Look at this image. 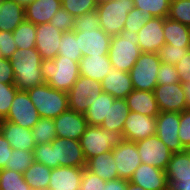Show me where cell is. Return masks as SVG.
Segmentation results:
<instances>
[{
	"mask_svg": "<svg viewBox=\"0 0 190 190\" xmlns=\"http://www.w3.org/2000/svg\"><path fill=\"white\" fill-rule=\"evenodd\" d=\"M145 190H168L165 171L147 164H140L129 180Z\"/></svg>",
	"mask_w": 190,
	"mask_h": 190,
	"instance_id": "cell-20",
	"label": "cell"
},
{
	"mask_svg": "<svg viewBox=\"0 0 190 190\" xmlns=\"http://www.w3.org/2000/svg\"><path fill=\"white\" fill-rule=\"evenodd\" d=\"M160 65L161 61L157 53L142 52L129 72L133 88L141 91H154L158 85L157 73Z\"/></svg>",
	"mask_w": 190,
	"mask_h": 190,
	"instance_id": "cell-8",
	"label": "cell"
},
{
	"mask_svg": "<svg viewBox=\"0 0 190 190\" xmlns=\"http://www.w3.org/2000/svg\"><path fill=\"white\" fill-rule=\"evenodd\" d=\"M127 180L126 179H112L106 181L103 184V190H126Z\"/></svg>",
	"mask_w": 190,
	"mask_h": 190,
	"instance_id": "cell-54",
	"label": "cell"
},
{
	"mask_svg": "<svg viewBox=\"0 0 190 190\" xmlns=\"http://www.w3.org/2000/svg\"><path fill=\"white\" fill-rule=\"evenodd\" d=\"M12 150L13 148L10 146V143L0 132V169H4L7 162H9Z\"/></svg>",
	"mask_w": 190,
	"mask_h": 190,
	"instance_id": "cell-53",
	"label": "cell"
},
{
	"mask_svg": "<svg viewBox=\"0 0 190 190\" xmlns=\"http://www.w3.org/2000/svg\"><path fill=\"white\" fill-rule=\"evenodd\" d=\"M106 181L98 175L93 174L86 168H83V174L79 190H103V184Z\"/></svg>",
	"mask_w": 190,
	"mask_h": 190,
	"instance_id": "cell-50",
	"label": "cell"
},
{
	"mask_svg": "<svg viewBox=\"0 0 190 190\" xmlns=\"http://www.w3.org/2000/svg\"><path fill=\"white\" fill-rule=\"evenodd\" d=\"M62 7L73 17L84 15L87 12L96 11V0H61Z\"/></svg>",
	"mask_w": 190,
	"mask_h": 190,
	"instance_id": "cell-40",
	"label": "cell"
},
{
	"mask_svg": "<svg viewBox=\"0 0 190 190\" xmlns=\"http://www.w3.org/2000/svg\"><path fill=\"white\" fill-rule=\"evenodd\" d=\"M115 98L106 92H101L99 97L92 102L91 106L84 113L88 125L100 126L107 118L109 107H111Z\"/></svg>",
	"mask_w": 190,
	"mask_h": 190,
	"instance_id": "cell-32",
	"label": "cell"
},
{
	"mask_svg": "<svg viewBox=\"0 0 190 190\" xmlns=\"http://www.w3.org/2000/svg\"><path fill=\"white\" fill-rule=\"evenodd\" d=\"M56 135L59 138L80 140L86 131L88 122L83 113L67 110L54 118Z\"/></svg>",
	"mask_w": 190,
	"mask_h": 190,
	"instance_id": "cell-18",
	"label": "cell"
},
{
	"mask_svg": "<svg viewBox=\"0 0 190 190\" xmlns=\"http://www.w3.org/2000/svg\"><path fill=\"white\" fill-rule=\"evenodd\" d=\"M180 113L159 112L156 116V135L172 153L185 151L179 140Z\"/></svg>",
	"mask_w": 190,
	"mask_h": 190,
	"instance_id": "cell-12",
	"label": "cell"
},
{
	"mask_svg": "<svg viewBox=\"0 0 190 190\" xmlns=\"http://www.w3.org/2000/svg\"><path fill=\"white\" fill-rule=\"evenodd\" d=\"M16 50L18 48L13 38V32L0 31V57L10 59Z\"/></svg>",
	"mask_w": 190,
	"mask_h": 190,
	"instance_id": "cell-49",
	"label": "cell"
},
{
	"mask_svg": "<svg viewBox=\"0 0 190 190\" xmlns=\"http://www.w3.org/2000/svg\"><path fill=\"white\" fill-rule=\"evenodd\" d=\"M18 90L14 84L0 82V121L4 120L7 116Z\"/></svg>",
	"mask_w": 190,
	"mask_h": 190,
	"instance_id": "cell-43",
	"label": "cell"
},
{
	"mask_svg": "<svg viewBox=\"0 0 190 190\" xmlns=\"http://www.w3.org/2000/svg\"><path fill=\"white\" fill-rule=\"evenodd\" d=\"M14 72V85L19 90H28L45 83L41 62L42 57L35 48L18 49L10 57Z\"/></svg>",
	"mask_w": 190,
	"mask_h": 190,
	"instance_id": "cell-2",
	"label": "cell"
},
{
	"mask_svg": "<svg viewBox=\"0 0 190 190\" xmlns=\"http://www.w3.org/2000/svg\"><path fill=\"white\" fill-rule=\"evenodd\" d=\"M168 18L190 27V0L171 3Z\"/></svg>",
	"mask_w": 190,
	"mask_h": 190,
	"instance_id": "cell-41",
	"label": "cell"
},
{
	"mask_svg": "<svg viewBox=\"0 0 190 190\" xmlns=\"http://www.w3.org/2000/svg\"><path fill=\"white\" fill-rule=\"evenodd\" d=\"M111 67L109 56H83L79 62L80 75L100 82Z\"/></svg>",
	"mask_w": 190,
	"mask_h": 190,
	"instance_id": "cell-27",
	"label": "cell"
},
{
	"mask_svg": "<svg viewBox=\"0 0 190 190\" xmlns=\"http://www.w3.org/2000/svg\"><path fill=\"white\" fill-rule=\"evenodd\" d=\"M155 99L160 112H178L188 109L186 94L181 82L158 84L154 89Z\"/></svg>",
	"mask_w": 190,
	"mask_h": 190,
	"instance_id": "cell-13",
	"label": "cell"
},
{
	"mask_svg": "<svg viewBox=\"0 0 190 190\" xmlns=\"http://www.w3.org/2000/svg\"><path fill=\"white\" fill-rule=\"evenodd\" d=\"M122 140L123 135L118 131H108L101 126L88 125L79 142L88 161L99 154L112 151Z\"/></svg>",
	"mask_w": 190,
	"mask_h": 190,
	"instance_id": "cell-6",
	"label": "cell"
},
{
	"mask_svg": "<svg viewBox=\"0 0 190 190\" xmlns=\"http://www.w3.org/2000/svg\"><path fill=\"white\" fill-rule=\"evenodd\" d=\"M156 134V117L130 111L123 127V139L137 142Z\"/></svg>",
	"mask_w": 190,
	"mask_h": 190,
	"instance_id": "cell-16",
	"label": "cell"
},
{
	"mask_svg": "<svg viewBox=\"0 0 190 190\" xmlns=\"http://www.w3.org/2000/svg\"><path fill=\"white\" fill-rule=\"evenodd\" d=\"M165 174L168 181L190 180V154L187 150L172 154Z\"/></svg>",
	"mask_w": 190,
	"mask_h": 190,
	"instance_id": "cell-30",
	"label": "cell"
},
{
	"mask_svg": "<svg viewBox=\"0 0 190 190\" xmlns=\"http://www.w3.org/2000/svg\"><path fill=\"white\" fill-rule=\"evenodd\" d=\"M126 190H145V189L140 187L139 185L133 184L129 180H127Z\"/></svg>",
	"mask_w": 190,
	"mask_h": 190,
	"instance_id": "cell-57",
	"label": "cell"
},
{
	"mask_svg": "<svg viewBox=\"0 0 190 190\" xmlns=\"http://www.w3.org/2000/svg\"><path fill=\"white\" fill-rule=\"evenodd\" d=\"M134 7L141 9L142 13H149L151 17L166 18L169 14L168 0H133Z\"/></svg>",
	"mask_w": 190,
	"mask_h": 190,
	"instance_id": "cell-39",
	"label": "cell"
},
{
	"mask_svg": "<svg viewBox=\"0 0 190 190\" xmlns=\"http://www.w3.org/2000/svg\"><path fill=\"white\" fill-rule=\"evenodd\" d=\"M52 168L34 162L23 173V178L32 190H48Z\"/></svg>",
	"mask_w": 190,
	"mask_h": 190,
	"instance_id": "cell-33",
	"label": "cell"
},
{
	"mask_svg": "<svg viewBox=\"0 0 190 190\" xmlns=\"http://www.w3.org/2000/svg\"><path fill=\"white\" fill-rule=\"evenodd\" d=\"M82 56H108L112 37L101 28L75 31Z\"/></svg>",
	"mask_w": 190,
	"mask_h": 190,
	"instance_id": "cell-15",
	"label": "cell"
},
{
	"mask_svg": "<svg viewBox=\"0 0 190 190\" xmlns=\"http://www.w3.org/2000/svg\"><path fill=\"white\" fill-rule=\"evenodd\" d=\"M151 15L149 13H142L141 9L133 8L129 13L125 21L124 30L130 31V33H138V31L145 25Z\"/></svg>",
	"mask_w": 190,
	"mask_h": 190,
	"instance_id": "cell-44",
	"label": "cell"
},
{
	"mask_svg": "<svg viewBox=\"0 0 190 190\" xmlns=\"http://www.w3.org/2000/svg\"><path fill=\"white\" fill-rule=\"evenodd\" d=\"M13 38L18 49L35 48L36 42V25L23 21L14 31Z\"/></svg>",
	"mask_w": 190,
	"mask_h": 190,
	"instance_id": "cell-34",
	"label": "cell"
},
{
	"mask_svg": "<svg viewBox=\"0 0 190 190\" xmlns=\"http://www.w3.org/2000/svg\"><path fill=\"white\" fill-rule=\"evenodd\" d=\"M62 33V31L50 23L36 25L35 49L43 60L56 58Z\"/></svg>",
	"mask_w": 190,
	"mask_h": 190,
	"instance_id": "cell-19",
	"label": "cell"
},
{
	"mask_svg": "<svg viewBox=\"0 0 190 190\" xmlns=\"http://www.w3.org/2000/svg\"><path fill=\"white\" fill-rule=\"evenodd\" d=\"M179 73L181 83L190 82V50L183 56L180 61L175 65Z\"/></svg>",
	"mask_w": 190,
	"mask_h": 190,
	"instance_id": "cell-51",
	"label": "cell"
},
{
	"mask_svg": "<svg viewBox=\"0 0 190 190\" xmlns=\"http://www.w3.org/2000/svg\"><path fill=\"white\" fill-rule=\"evenodd\" d=\"M125 100L130 111L153 117H156L160 112L154 91L134 89Z\"/></svg>",
	"mask_w": 190,
	"mask_h": 190,
	"instance_id": "cell-25",
	"label": "cell"
},
{
	"mask_svg": "<svg viewBox=\"0 0 190 190\" xmlns=\"http://www.w3.org/2000/svg\"><path fill=\"white\" fill-rule=\"evenodd\" d=\"M18 3H20L24 8L28 6L33 0H16Z\"/></svg>",
	"mask_w": 190,
	"mask_h": 190,
	"instance_id": "cell-58",
	"label": "cell"
},
{
	"mask_svg": "<svg viewBox=\"0 0 190 190\" xmlns=\"http://www.w3.org/2000/svg\"><path fill=\"white\" fill-rule=\"evenodd\" d=\"M4 120L30 130L40 120V115L28 96L27 91L18 90L16 92L10 110Z\"/></svg>",
	"mask_w": 190,
	"mask_h": 190,
	"instance_id": "cell-11",
	"label": "cell"
},
{
	"mask_svg": "<svg viewBox=\"0 0 190 190\" xmlns=\"http://www.w3.org/2000/svg\"><path fill=\"white\" fill-rule=\"evenodd\" d=\"M86 169L98 175L104 181L118 179L116 162L112 155V151L90 158L86 163Z\"/></svg>",
	"mask_w": 190,
	"mask_h": 190,
	"instance_id": "cell-28",
	"label": "cell"
},
{
	"mask_svg": "<svg viewBox=\"0 0 190 190\" xmlns=\"http://www.w3.org/2000/svg\"><path fill=\"white\" fill-rule=\"evenodd\" d=\"M83 168L59 166L52 168L48 190H79Z\"/></svg>",
	"mask_w": 190,
	"mask_h": 190,
	"instance_id": "cell-21",
	"label": "cell"
},
{
	"mask_svg": "<svg viewBox=\"0 0 190 190\" xmlns=\"http://www.w3.org/2000/svg\"><path fill=\"white\" fill-rule=\"evenodd\" d=\"M134 8L133 0H105L98 3L101 29L112 36L119 35L124 29L128 13Z\"/></svg>",
	"mask_w": 190,
	"mask_h": 190,
	"instance_id": "cell-7",
	"label": "cell"
},
{
	"mask_svg": "<svg viewBox=\"0 0 190 190\" xmlns=\"http://www.w3.org/2000/svg\"><path fill=\"white\" fill-rule=\"evenodd\" d=\"M0 190H32L23 178V173L0 169Z\"/></svg>",
	"mask_w": 190,
	"mask_h": 190,
	"instance_id": "cell-38",
	"label": "cell"
},
{
	"mask_svg": "<svg viewBox=\"0 0 190 190\" xmlns=\"http://www.w3.org/2000/svg\"><path fill=\"white\" fill-rule=\"evenodd\" d=\"M179 140L182 146L187 150L190 147V109L180 113Z\"/></svg>",
	"mask_w": 190,
	"mask_h": 190,
	"instance_id": "cell-48",
	"label": "cell"
},
{
	"mask_svg": "<svg viewBox=\"0 0 190 190\" xmlns=\"http://www.w3.org/2000/svg\"><path fill=\"white\" fill-rule=\"evenodd\" d=\"M26 91L40 117L54 119L69 109L68 94L52 88L47 83Z\"/></svg>",
	"mask_w": 190,
	"mask_h": 190,
	"instance_id": "cell-5",
	"label": "cell"
},
{
	"mask_svg": "<svg viewBox=\"0 0 190 190\" xmlns=\"http://www.w3.org/2000/svg\"><path fill=\"white\" fill-rule=\"evenodd\" d=\"M14 72L10 60L0 57V82L14 84Z\"/></svg>",
	"mask_w": 190,
	"mask_h": 190,
	"instance_id": "cell-52",
	"label": "cell"
},
{
	"mask_svg": "<svg viewBox=\"0 0 190 190\" xmlns=\"http://www.w3.org/2000/svg\"><path fill=\"white\" fill-rule=\"evenodd\" d=\"M129 112L130 110L126 103V100L115 98L111 107H109L107 118H104V121L100 126L105 130H115L122 134L125 119L128 116Z\"/></svg>",
	"mask_w": 190,
	"mask_h": 190,
	"instance_id": "cell-31",
	"label": "cell"
},
{
	"mask_svg": "<svg viewBox=\"0 0 190 190\" xmlns=\"http://www.w3.org/2000/svg\"><path fill=\"white\" fill-rule=\"evenodd\" d=\"M59 44L58 55L64 56L65 58H69L78 63L80 62L83 56L74 30L63 32Z\"/></svg>",
	"mask_w": 190,
	"mask_h": 190,
	"instance_id": "cell-36",
	"label": "cell"
},
{
	"mask_svg": "<svg viewBox=\"0 0 190 190\" xmlns=\"http://www.w3.org/2000/svg\"><path fill=\"white\" fill-rule=\"evenodd\" d=\"M189 50L190 48L164 44L157 54L162 63L176 65Z\"/></svg>",
	"mask_w": 190,
	"mask_h": 190,
	"instance_id": "cell-42",
	"label": "cell"
},
{
	"mask_svg": "<svg viewBox=\"0 0 190 190\" xmlns=\"http://www.w3.org/2000/svg\"><path fill=\"white\" fill-rule=\"evenodd\" d=\"M41 70L45 83L66 93L80 76L79 63L60 55L54 59L42 60Z\"/></svg>",
	"mask_w": 190,
	"mask_h": 190,
	"instance_id": "cell-3",
	"label": "cell"
},
{
	"mask_svg": "<svg viewBox=\"0 0 190 190\" xmlns=\"http://www.w3.org/2000/svg\"><path fill=\"white\" fill-rule=\"evenodd\" d=\"M137 40L138 33H130L124 29L119 35L112 36L108 52L112 67L120 71L130 72L142 53Z\"/></svg>",
	"mask_w": 190,
	"mask_h": 190,
	"instance_id": "cell-4",
	"label": "cell"
},
{
	"mask_svg": "<svg viewBox=\"0 0 190 190\" xmlns=\"http://www.w3.org/2000/svg\"><path fill=\"white\" fill-rule=\"evenodd\" d=\"M164 19L151 17L138 31L137 41L141 52L157 53L166 44L163 33Z\"/></svg>",
	"mask_w": 190,
	"mask_h": 190,
	"instance_id": "cell-17",
	"label": "cell"
},
{
	"mask_svg": "<svg viewBox=\"0 0 190 190\" xmlns=\"http://www.w3.org/2000/svg\"><path fill=\"white\" fill-rule=\"evenodd\" d=\"M135 143L142 164L165 171L173 153L156 134Z\"/></svg>",
	"mask_w": 190,
	"mask_h": 190,
	"instance_id": "cell-10",
	"label": "cell"
},
{
	"mask_svg": "<svg viewBox=\"0 0 190 190\" xmlns=\"http://www.w3.org/2000/svg\"><path fill=\"white\" fill-rule=\"evenodd\" d=\"M158 84H173L180 82L179 73L173 64L162 63L157 73Z\"/></svg>",
	"mask_w": 190,
	"mask_h": 190,
	"instance_id": "cell-46",
	"label": "cell"
},
{
	"mask_svg": "<svg viewBox=\"0 0 190 190\" xmlns=\"http://www.w3.org/2000/svg\"><path fill=\"white\" fill-rule=\"evenodd\" d=\"M0 132L14 149L33 150L36 145L30 129L21 127L10 121H0Z\"/></svg>",
	"mask_w": 190,
	"mask_h": 190,
	"instance_id": "cell-22",
	"label": "cell"
},
{
	"mask_svg": "<svg viewBox=\"0 0 190 190\" xmlns=\"http://www.w3.org/2000/svg\"><path fill=\"white\" fill-rule=\"evenodd\" d=\"M116 162L118 179L130 180L135 170L141 164V159L134 141L123 139L112 149Z\"/></svg>",
	"mask_w": 190,
	"mask_h": 190,
	"instance_id": "cell-14",
	"label": "cell"
},
{
	"mask_svg": "<svg viewBox=\"0 0 190 190\" xmlns=\"http://www.w3.org/2000/svg\"><path fill=\"white\" fill-rule=\"evenodd\" d=\"M168 190H190V180L168 181Z\"/></svg>",
	"mask_w": 190,
	"mask_h": 190,
	"instance_id": "cell-55",
	"label": "cell"
},
{
	"mask_svg": "<svg viewBox=\"0 0 190 190\" xmlns=\"http://www.w3.org/2000/svg\"><path fill=\"white\" fill-rule=\"evenodd\" d=\"M61 7V0H33L25 7V20L35 25L49 23Z\"/></svg>",
	"mask_w": 190,
	"mask_h": 190,
	"instance_id": "cell-24",
	"label": "cell"
},
{
	"mask_svg": "<svg viewBox=\"0 0 190 190\" xmlns=\"http://www.w3.org/2000/svg\"><path fill=\"white\" fill-rule=\"evenodd\" d=\"M34 162L33 150H18L13 148L5 169L24 173Z\"/></svg>",
	"mask_w": 190,
	"mask_h": 190,
	"instance_id": "cell-37",
	"label": "cell"
},
{
	"mask_svg": "<svg viewBox=\"0 0 190 190\" xmlns=\"http://www.w3.org/2000/svg\"><path fill=\"white\" fill-rule=\"evenodd\" d=\"M74 31L84 32V29L101 28L97 11L87 12L84 15L73 17Z\"/></svg>",
	"mask_w": 190,
	"mask_h": 190,
	"instance_id": "cell-45",
	"label": "cell"
},
{
	"mask_svg": "<svg viewBox=\"0 0 190 190\" xmlns=\"http://www.w3.org/2000/svg\"><path fill=\"white\" fill-rule=\"evenodd\" d=\"M35 161L50 168L71 166L86 168V158L78 140L56 137L51 143L35 145Z\"/></svg>",
	"mask_w": 190,
	"mask_h": 190,
	"instance_id": "cell-1",
	"label": "cell"
},
{
	"mask_svg": "<svg viewBox=\"0 0 190 190\" xmlns=\"http://www.w3.org/2000/svg\"><path fill=\"white\" fill-rule=\"evenodd\" d=\"M60 31H72L74 29L73 16L69 14L63 7H61L49 21Z\"/></svg>",
	"mask_w": 190,
	"mask_h": 190,
	"instance_id": "cell-47",
	"label": "cell"
},
{
	"mask_svg": "<svg viewBox=\"0 0 190 190\" xmlns=\"http://www.w3.org/2000/svg\"><path fill=\"white\" fill-rule=\"evenodd\" d=\"M25 21V8L16 0H3L0 6V31L13 32Z\"/></svg>",
	"mask_w": 190,
	"mask_h": 190,
	"instance_id": "cell-26",
	"label": "cell"
},
{
	"mask_svg": "<svg viewBox=\"0 0 190 190\" xmlns=\"http://www.w3.org/2000/svg\"><path fill=\"white\" fill-rule=\"evenodd\" d=\"M36 145L51 143L56 137L54 120L40 117V120L31 129Z\"/></svg>",
	"mask_w": 190,
	"mask_h": 190,
	"instance_id": "cell-35",
	"label": "cell"
},
{
	"mask_svg": "<svg viewBox=\"0 0 190 190\" xmlns=\"http://www.w3.org/2000/svg\"><path fill=\"white\" fill-rule=\"evenodd\" d=\"M102 92L100 81L80 75L67 92L69 110L85 113Z\"/></svg>",
	"mask_w": 190,
	"mask_h": 190,
	"instance_id": "cell-9",
	"label": "cell"
},
{
	"mask_svg": "<svg viewBox=\"0 0 190 190\" xmlns=\"http://www.w3.org/2000/svg\"><path fill=\"white\" fill-rule=\"evenodd\" d=\"M185 94H186V103L188 106V109H190V82L182 83Z\"/></svg>",
	"mask_w": 190,
	"mask_h": 190,
	"instance_id": "cell-56",
	"label": "cell"
},
{
	"mask_svg": "<svg viewBox=\"0 0 190 190\" xmlns=\"http://www.w3.org/2000/svg\"><path fill=\"white\" fill-rule=\"evenodd\" d=\"M163 33L166 44L190 48V27L166 17L164 19Z\"/></svg>",
	"mask_w": 190,
	"mask_h": 190,
	"instance_id": "cell-29",
	"label": "cell"
},
{
	"mask_svg": "<svg viewBox=\"0 0 190 190\" xmlns=\"http://www.w3.org/2000/svg\"><path fill=\"white\" fill-rule=\"evenodd\" d=\"M168 1H169V3L171 4V3H173V2L180 1V0H168Z\"/></svg>",
	"mask_w": 190,
	"mask_h": 190,
	"instance_id": "cell-59",
	"label": "cell"
},
{
	"mask_svg": "<svg viewBox=\"0 0 190 190\" xmlns=\"http://www.w3.org/2000/svg\"><path fill=\"white\" fill-rule=\"evenodd\" d=\"M101 84L102 92L109 93L119 99H125L134 90L130 74L117 70L115 67H111Z\"/></svg>",
	"mask_w": 190,
	"mask_h": 190,
	"instance_id": "cell-23",
	"label": "cell"
}]
</instances>
